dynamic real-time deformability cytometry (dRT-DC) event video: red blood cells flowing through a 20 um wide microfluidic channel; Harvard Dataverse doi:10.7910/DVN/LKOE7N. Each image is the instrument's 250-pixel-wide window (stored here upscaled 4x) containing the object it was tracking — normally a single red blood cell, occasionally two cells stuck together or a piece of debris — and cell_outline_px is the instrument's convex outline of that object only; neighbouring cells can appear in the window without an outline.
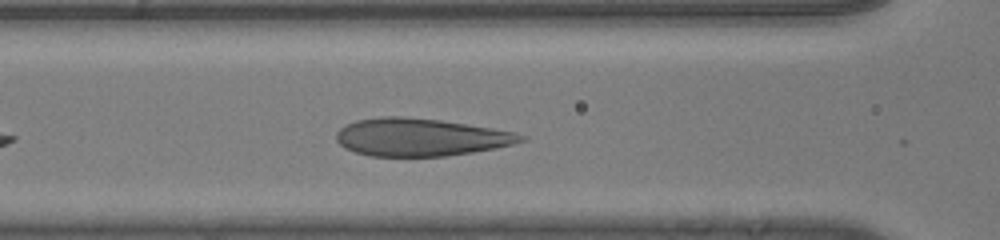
{"species": "human", "species_latin": "Homo sapiens", "temperature_condition": "room temperature", "stored_images_in_passage": 29, "camera_frame_rate_fps": 3000, "um_per_image_px": 0.085, "donor": {"sex": "male"}, "frame": {"image": 1, "passage_image": 7, "time_ms": 2.0, "image_size_px": [1000, 240], "cell_outline_px": [[524, 140], [512, 144], [496, 148], [472, 152], [444, 156], [372, 156], [356, 152], [344, 148], [336, 140], [336, 132], [344, 124], [356, 120], [384, 116], [404, 116], [440, 120], [516, 132], [524, 136]], "centroid_in_image_um": [35.69, 11.66], "position_along_channel_um": 130.9, "area_um2": 40.4}}
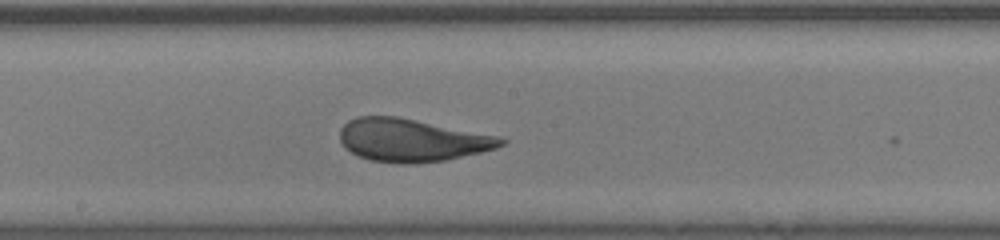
{"frame": {"image": 2, "passage_image": 13, "time_ms": 4.0, "image_size_px": [1000, 240], "cell_outline_px": [[508, 140], [504, 144], [496, 148], [480, 152], [444, 160], [416, 164], [400, 164], [368, 160], [344, 148], [340, 140], [340, 128], [348, 120], [356, 116], [396, 116], [496, 136]], "centroid_in_image_um": [34.94, 11.92], "position_along_channel_um": 213.3, "area_um2": 40.0}}
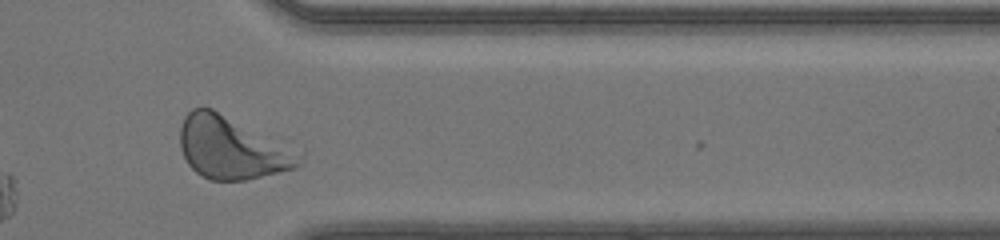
{"frame": {"image": 3, "passage_image": 26, "time_ms": 8.333, "image_size_px": [1000, 240], "cell_outline_px": [[304, 156], [300, 164], [296, 168], [248, 180], [212, 180], [196, 172], [188, 164], [180, 148], [180, 128], [184, 116], [192, 108], [212, 108], [304, 152]], "centroid_in_image_um": [19.75, 12.57], "position_along_channel_um": 391.7, "area_um2": 43.64}, "authors_computed_cell_mechanics": {"area_um2": 40.171, "velocity_mm_per_s": 4.127, "shape_relaxation_time_tau1_ms": 3.215, "shape_relaxation_time_tau2_ms": null, "deformation_change_tau1": 0.1438, "deformation_change_tau2": null}}